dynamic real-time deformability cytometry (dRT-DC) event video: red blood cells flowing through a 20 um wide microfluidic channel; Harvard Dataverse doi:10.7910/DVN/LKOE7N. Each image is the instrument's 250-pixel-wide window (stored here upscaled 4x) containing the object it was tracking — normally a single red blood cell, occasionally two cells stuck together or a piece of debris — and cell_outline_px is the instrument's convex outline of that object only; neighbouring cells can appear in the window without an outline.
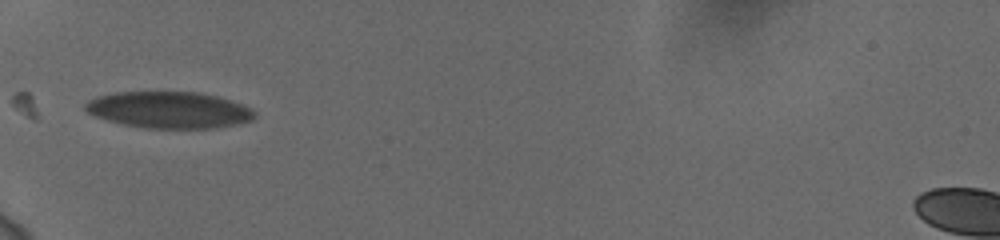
{"species": "human", "species_latin": "Homo sapiens", "temperature_condition": "cold", "stored_images_in_passage": 25, "camera_frame_rate_fps": 3000, "um_per_image_px": 0.085, "donor": {"sex": "female"}, "frame": {"image": 1, "passage_image": 1, "time_ms": 0.0, "image_size_px": [1000, 240], "cell_outline_px": [[256, 116], [252, 120], [236, 124], [216, 128], [144, 128], [124, 124], [108, 120], [96, 116], [88, 112], [84, 108], [84, 104], [88, 100], [96, 96], [116, 92], [200, 92], [232, 100], [252, 108], [256, 112]], "centroid_in_image_um": [14.39, 9.34], "position_along_channel_um": 70.6, "area_um2": 36.18}}